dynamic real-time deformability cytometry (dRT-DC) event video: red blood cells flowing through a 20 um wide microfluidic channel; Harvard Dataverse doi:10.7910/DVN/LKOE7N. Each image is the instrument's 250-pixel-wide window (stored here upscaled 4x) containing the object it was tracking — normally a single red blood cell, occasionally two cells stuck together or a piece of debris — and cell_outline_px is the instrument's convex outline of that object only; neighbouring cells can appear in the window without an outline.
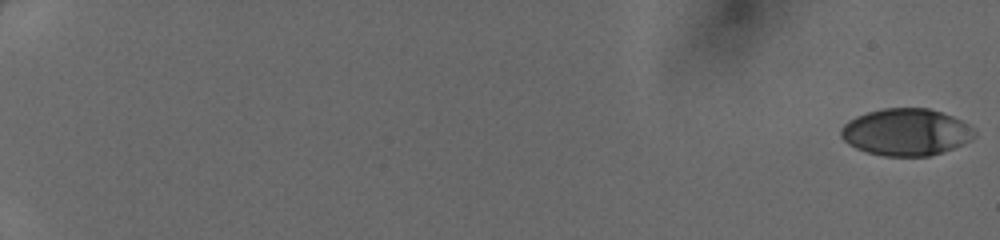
{"species": "human", "species_latin": "Homo sapiens", "temperature_condition": "cold", "stored_images_in_passage": 50, "camera_frame_rate_fps": 3000, "um_per_image_px": 0.085, "donor": {"sex": "female"}, "frame": {"image": 1, "passage_image": 1, "time_ms": 0.0, "image_size_px": [1000, 240], "cell_outline_px": [[976, 136], [972, 140], [952, 148], [928, 156], [884, 156], [868, 152], [856, 148], [848, 144], [840, 136], [840, 128], [848, 120], [856, 116], [868, 112], [884, 108], [928, 108], [952, 116], [968, 124], [976, 132]], "centroid_in_image_um": [77.0, 11.22], "position_along_channel_um": 8.0, "area_um2": 36.47}}
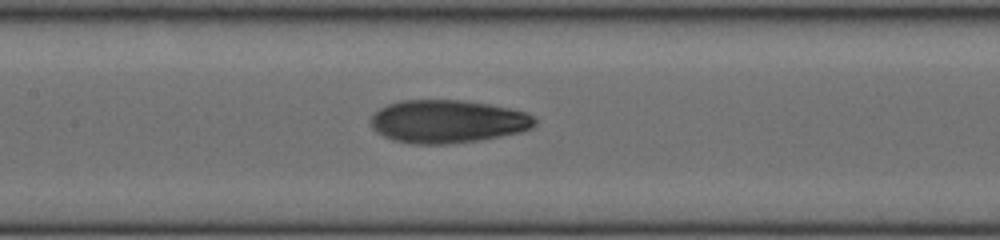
{"frame": {"image": 2, "passage_image": 28, "time_ms": 9.0, "image_size_px": [1000, 240], "cell_outline_px": [[536, 124], [532, 128], [520, 132], [500, 136], [476, 140], [448, 144], [412, 144], [392, 140], [376, 132], [372, 128], [372, 116], [380, 108], [388, 104], [400, 100], [464, 100], [488, 104], [528, 112], [536, 116]], "centroid_in_image_um": [38.07, 10.32], "position_along_channel_um": 169.3, "area_um2": 41.21}}
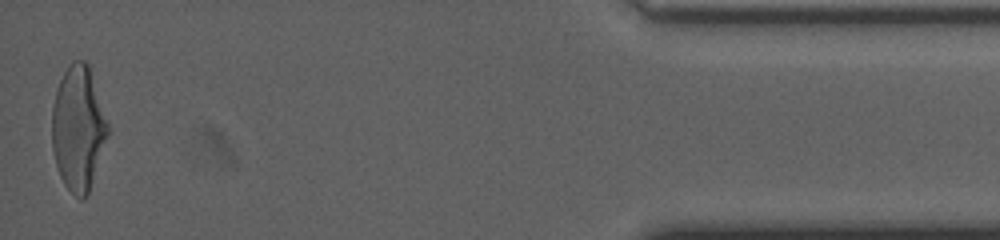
{"frame": {"image": 3, "passage_image": 50, "time_ms": 16.333, "image_size_px": [1000, 240], "cell_outline_px": [[108, 136], [88, 192], [84, 200], [80, 200], [64, 184], [60, 176], [56, 164], [52, 148], [52, 108], [56, 88], [64, 72], [72, 60], [84, 60], [88, 64], [108, 124]], "centroid_in_image_um": [6.63, 10.9], "position_along_channel_um": 428.6, "area_um2": 40.11}}